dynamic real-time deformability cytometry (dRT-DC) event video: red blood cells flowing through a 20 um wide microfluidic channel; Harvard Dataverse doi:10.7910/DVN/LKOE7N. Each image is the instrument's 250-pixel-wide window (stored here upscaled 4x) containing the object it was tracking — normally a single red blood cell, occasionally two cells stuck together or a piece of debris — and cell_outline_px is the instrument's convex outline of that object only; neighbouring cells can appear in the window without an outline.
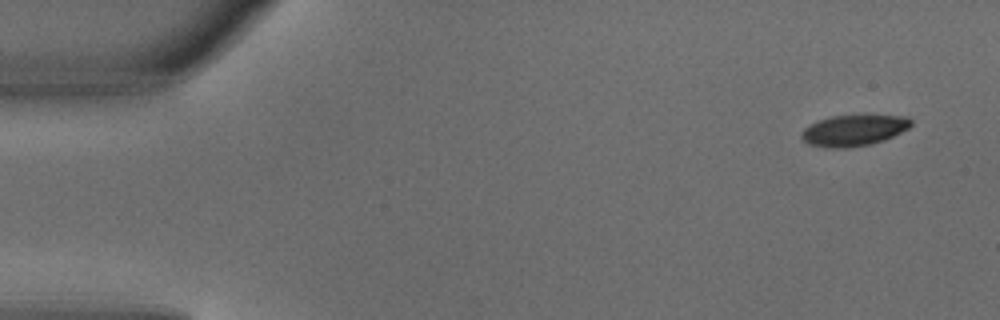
{"species": "common noctule bat (a hibernating species)", "species_latin": "Nyctalus noctula", "temperature_condition": "warm", "stored_images_in_passage": 4, "camera_frame_rate_fps": 3000, "um_per_image_px": 0.085, "animal": {"sex": "male", "body_mass_g": 18.8}, "frame": {"image": 1, "passage_image": 1, "time_ms": 0.0, "image_size_px": [1000, 320], "cell_outline_px": [[912, 124], [908, 128], [884, 140], [868, 144], [844, 148], [824, 148], [808, 144], [800, 136], [800, 132], [808, 124], [832, 116], [864, 112], [908, 116], [912, 120]], "centroid_in_image_um": [72.58, 11.02], "position_along_channel_um": 12.4, "area_um2": 20.75}}
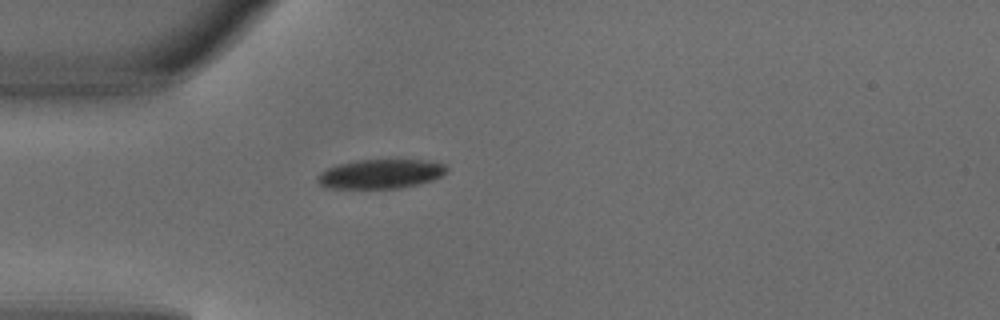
{"frame": {"image": 2, "passage_image": 4, "time_ms": 1.0, "image_size_px": [1000, 320], "cell_outline_px": [[448, 172], [432, 180], [400, 188], [328, 188], [320, 184], [316, 180], [316, 176], [320, 172], [336, 164], [356, 160], [432, 160], [444, 164], [448, 168]], "centroid_in_image_um": [32.34, 14.77], "position_along_channel_um": 52.7, "area_um2": 22.14}}